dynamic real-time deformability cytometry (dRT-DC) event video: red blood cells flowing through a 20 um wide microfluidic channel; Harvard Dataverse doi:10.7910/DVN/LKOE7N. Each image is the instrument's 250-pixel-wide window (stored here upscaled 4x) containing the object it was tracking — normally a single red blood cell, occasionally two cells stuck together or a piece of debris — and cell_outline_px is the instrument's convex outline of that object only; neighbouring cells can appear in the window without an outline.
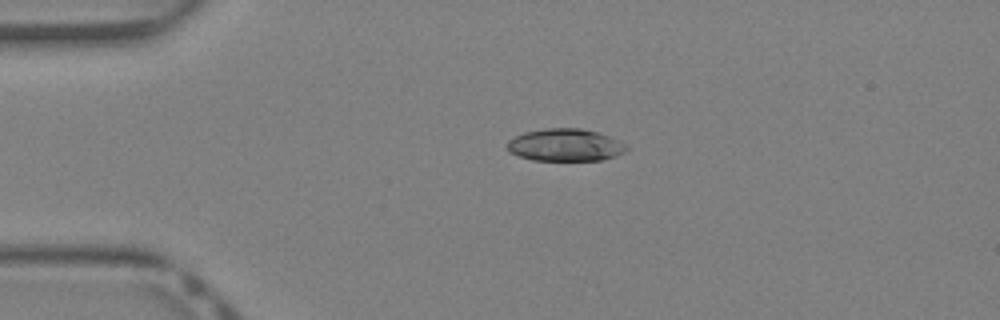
{"species": "Egyptian fruit bat (a non-hibernating species)", "species_latin": "Rousettus aegyptiacus", "temperature_condition": "warm", "stored_images_in_passage": 32, "camera_frame_rate_fps": 3000, "um_per_image_px": 0.085, "animal": {"sex": "female"}, "frame": {"image": 1, "passage_image": 1, "time_ms": 0.0, "image_size_px": [1000, 320], "cell_outline_px": [[628, 148], [624, 152], [616, 156], [604, 160], [532, 160], [508, 152], [508, 140], [524, 132], [544, 128], [580, 128], [596, 132], [608, 136], [628, 144]], "centroid_in_image_um": [48.06, 12.33], "position_along_channel_um": 36.9, "area_um2": 22.54}}
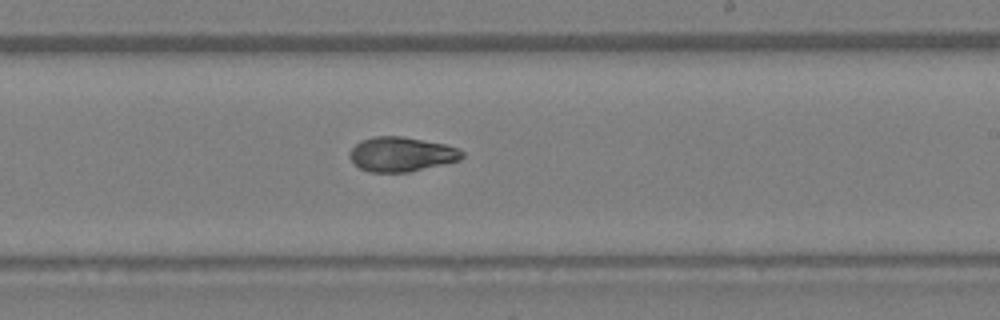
{"frame": {"image": 2, "passage_image": 16, "time_ms": 5.0, "image_size_px": [1000, 320], "cell_outline_px": [[464, 156], [460, 160], [408, 172], [368, 172], [360, 168], [348, 156], [352, 148], [360, 140], [372, 136], [400, 136], [444, 144], [460, 148], [464, 152]], "centroid_in_image_um": [34.12, 13.1], "position_along_channel_um": 254.9, "area_um2": 22.6}}
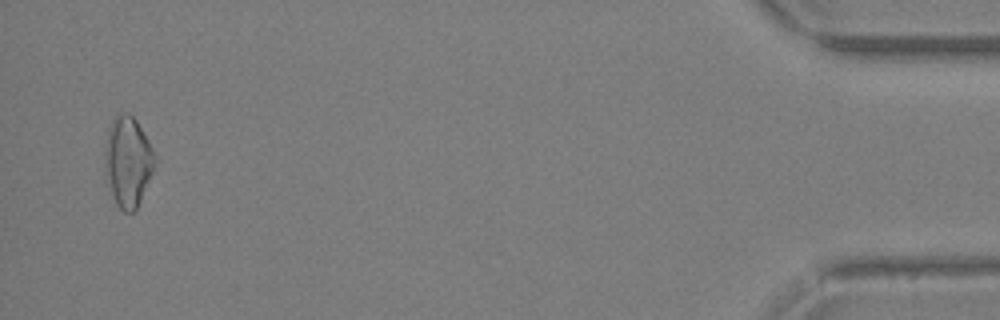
{"frame": {"image": 3, "passage_image": 31, "time_ms": 10.0, "image_size_px": [1000, 320], "cell_outline_px": [[156, 160], [152, 172], [136, 212], [124, 212], [116, 204], [112, 196], [104, 164], [104, 152], [108, 128], [116, 112], [128, 112], [136, 120], [148, 140], [156, 156]], "centroid_in_image_um": [10.86, 13.71], "position_along_channel_um": 424.3, "area_um2": 26.36}}